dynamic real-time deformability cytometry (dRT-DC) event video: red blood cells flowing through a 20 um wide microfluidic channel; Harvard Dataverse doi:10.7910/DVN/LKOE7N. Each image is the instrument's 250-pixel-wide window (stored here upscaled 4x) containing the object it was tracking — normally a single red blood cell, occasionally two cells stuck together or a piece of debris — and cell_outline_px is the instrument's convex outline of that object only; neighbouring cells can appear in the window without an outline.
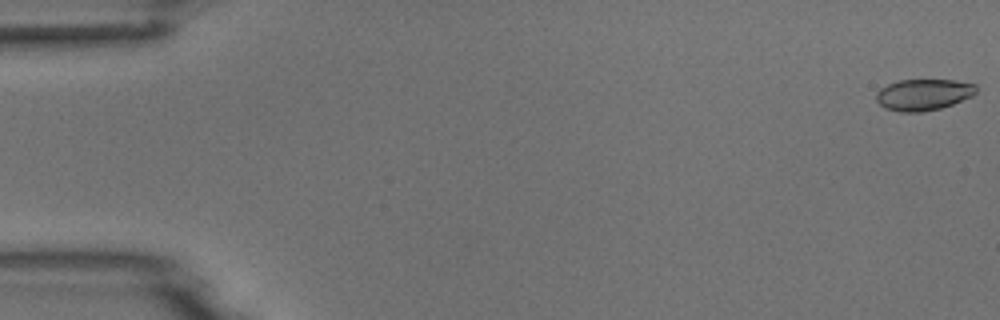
{"species": "common noctule bat (a hibernating species)", "species_latin": "Nyctalus noctula", "temperature_condition": "room temperature", "stored_images_in_passage": 6, "camera_frame_rate_fps": 3000, "um_per_image_px": 0.085, "animal": {"sex": "male", "body_mass_g": 18.8}, "frame": {"image": 1, "passage_image": 1, "time_ms": 0.0, "image_size_px": [1000, 320], "cell_outline_px": [[976, 92], [972, 96], [952, 104], [940, 108], [920, 112], [900, 112], [884, 108], [876, 100], [876, 92], [880, 88], [896, 80], [952, 80], [976, 84]], "centroid_in_image_um": [78.46, 8.04], "position_along_channel_um": 6.5, "area_um2": 18.26}}
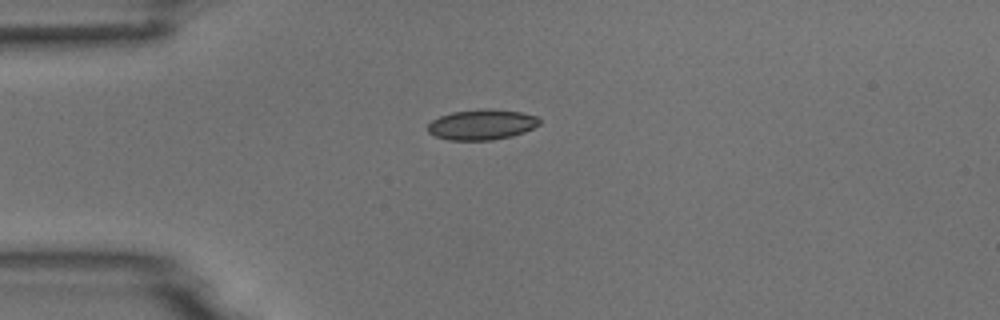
{"frame": {"image": 2, "passage_image": 4, "time_ms": 4.333, "image_size_px": [1000, 320], "cell_outline_px": [[540, 124], [524, 132], [512, 136], [492, 140], [448, 140], [436, 136], [428, 132], [428, 124], [432, 120], [440, 116], [452, 112], [480, 108], [488, 108], [520, 112], [536, 116], [540, 120]], "centroid_in_image_um": [40.94, 10.58], "position_along_channel_um": 44.1, "area_um2": 19.83}}